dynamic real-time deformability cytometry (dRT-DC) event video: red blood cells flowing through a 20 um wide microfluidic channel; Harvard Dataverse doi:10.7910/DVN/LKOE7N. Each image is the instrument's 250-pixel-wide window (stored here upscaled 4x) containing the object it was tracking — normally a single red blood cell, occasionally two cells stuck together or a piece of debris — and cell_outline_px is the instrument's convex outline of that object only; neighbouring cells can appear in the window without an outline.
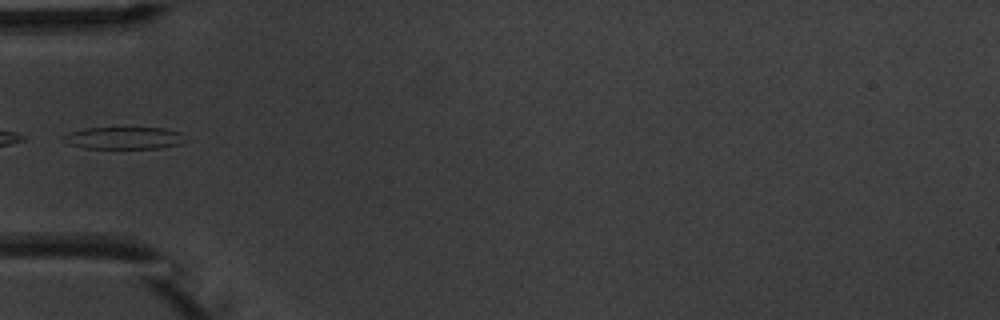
{"species": "common noctule bat (a hibernating species)", "species_latin": "Nyctalus noctula", "temperature_condition": "warm", "stored_images_in_passage": 6, "camera_frame_rate_fps": 3000, "um_per_image_px": 0.085, "animal": {"sex": "male", "body_mass_g": 20.1, "forearm_length_mm": 53.5}, "frame": {"image": 1, "passage_image": 5, "time_ms": 5.667, "image_size_px": [1000, 320], "cell_outline_px": [[180, 144], [160, 148], [84, 148], [68, 144], [60, 136], [84, 128], [164, 128], [180, 132]], "centroid_in_image_um": [10.45, 11.73], "position_along_channel_um": 74.6, "area_um2": 15.43}}
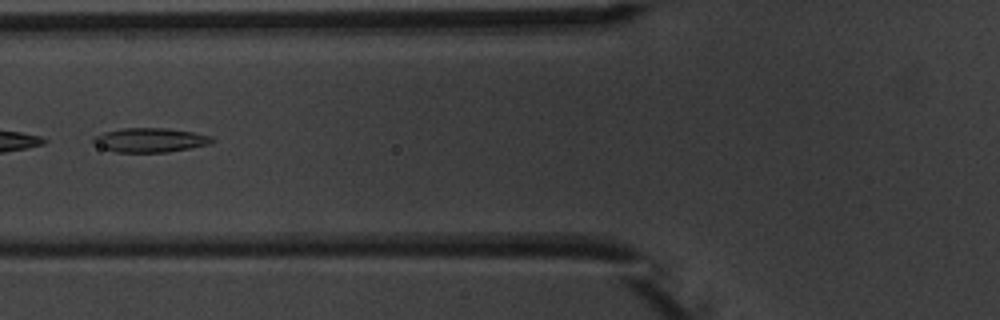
{"frame": {"image": 2, "passage_image": 6, "time_ms": 6.667, "image_size_px": [1000, 320], "cell_outline_px": [[216, 140], [208, 144], [168, 152], [116, 152], [104, 148], [96, 144], [92, 140], [92, 136], [104, 132], [124, 128], [164, 128], [192, 132], [212, 136]], "centroid_in_image_um": [12.75, 11.9], "position_along_channel_um": 113.0, "area_um2": 16.59}}